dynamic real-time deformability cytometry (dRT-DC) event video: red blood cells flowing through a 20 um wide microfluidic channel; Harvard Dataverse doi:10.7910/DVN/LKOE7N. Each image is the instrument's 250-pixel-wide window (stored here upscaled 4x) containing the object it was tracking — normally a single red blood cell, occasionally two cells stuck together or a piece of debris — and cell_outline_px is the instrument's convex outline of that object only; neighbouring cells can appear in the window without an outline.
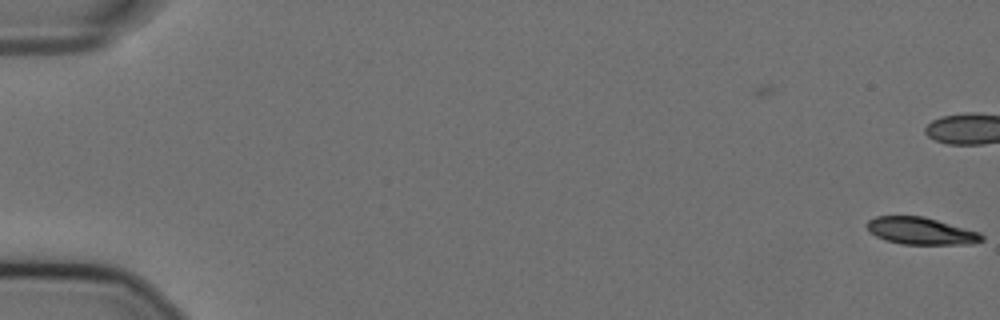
{"species": "Egyptian fruit bat (a non-hibernating species)", "species_latin": "Rousettus aegyptiacus", "temperature_condition": "cold", "stored_images_in_passage": 6, "camera_frame_rate_fps": 3000, "um_per_image_px": 0.085, "animal": {"sex": "female"}, "frame": {"image": 1, "passage_image": 6, "time_ms": 1.667, "image_size_px": [1000, 320], "cell_outline_px": [[984, 240], [972, 244], [900, 244], [884, 240], [868, 232], [864, 224], [868, 220], [876, 216], [924, 216], [980, 232], [984, 236]], "centroid_in_image_um": [78.25, 19.63], "position_along_channel_um": 6.8, "area_um2": 18.44}}